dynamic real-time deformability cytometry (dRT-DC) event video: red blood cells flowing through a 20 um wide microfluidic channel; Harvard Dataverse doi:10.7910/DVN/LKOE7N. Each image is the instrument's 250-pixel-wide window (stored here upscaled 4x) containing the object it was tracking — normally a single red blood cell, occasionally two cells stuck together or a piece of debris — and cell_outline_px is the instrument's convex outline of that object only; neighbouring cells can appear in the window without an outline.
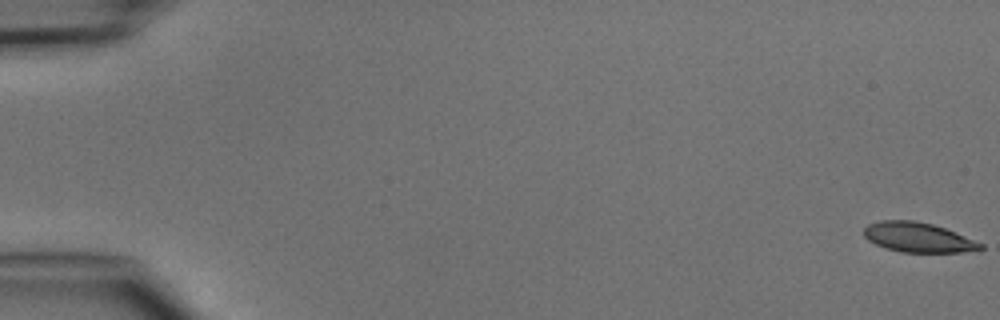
{"species": "common noctule bat (a hibernating species)", "species_latin": "Nyctalus noctula", "temperature_condition": "cold", "stored_images_in_passage": 5, "camera_frame_rate_fps": 3000, "um_per_image_px": 0.085, "animal": {"sex": "male", "body_mass_g": 15.6}, "frame": {"image": 1, "passage_image": 1, "time_ms": 0.0, "image_size_px": [1000, 320], "cell_outline_px": [[984, 248], [980, 252], [900, 252], [884, 248], [868, 240], [864, 236], [864, 228], [868, 224], [880, 220], [912, 220], [932, 224], [956, 232], [984, 244]], "centroid_in_image_um": [78.08, 20.19], "position_along_channel_um": 6.9, "area_um2": 20.46}}
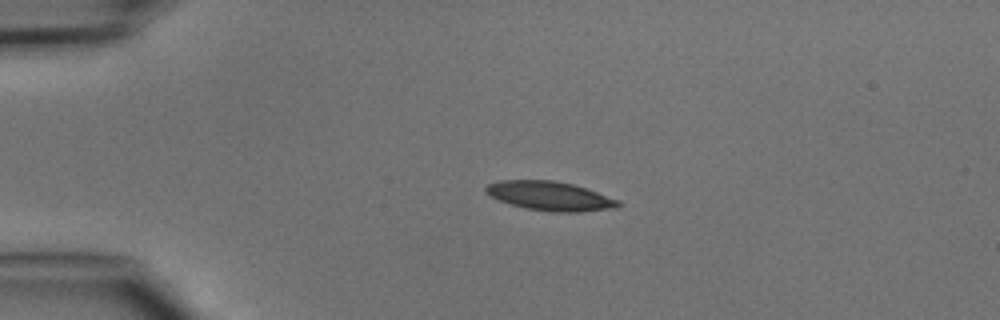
{"frame": {"image": 2, "passage_image": 4, "time_ms": 3.667, "image_size_px": [1000, 320], "cell_outline_px": [[620, 208], [580, 212], [552, 212], [528, 208], [512, 204], [500, 200], [484, 192], [484, 188], [488, 184], [500, 180], [552, 180], [572, 184], [620, 200]], "centroid_in_image_um": [46.77, 16.66], "position_along_channel_um": 38.2, "area_um2": 22.31}}